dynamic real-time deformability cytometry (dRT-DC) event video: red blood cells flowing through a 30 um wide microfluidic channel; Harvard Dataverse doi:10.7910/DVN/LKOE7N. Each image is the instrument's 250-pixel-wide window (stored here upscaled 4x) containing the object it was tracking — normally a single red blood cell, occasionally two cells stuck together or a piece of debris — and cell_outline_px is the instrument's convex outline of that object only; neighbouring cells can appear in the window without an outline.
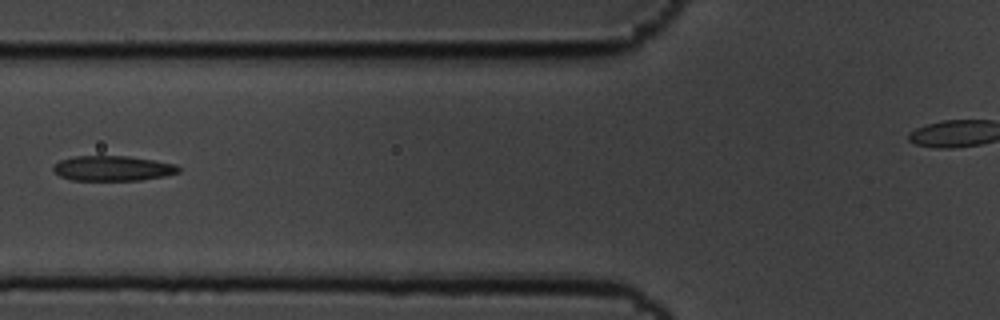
{"species": "common noctule bat (a hibernating species)", "species_latin": "Nyctalus noctula", "temperature_condition": "cold", "stored_images_in_passage": 10, "camera_frame_rate_fps": 3000, "um_per_image_px": 0.085, "animal": {"sex": "male", "body_mass_g": 19.5, "forearm_length_mm": 54.6}, "frame": {"image": 1, "passage_image": 6, "time_ms": 1.667, "image_size_px": [1000, 320], "cell_outline_px": [[180, 172], [164, 176], [140, 180], [72, 180], [60, 176], [52, 168], [60, 160], [76, 156], [128, 156], [176, 164], [180, 168]], "centroid_in_image_um": [9.6, 14.31], "position_along_channel_um": 116.2, "area_um2": 18.15}}
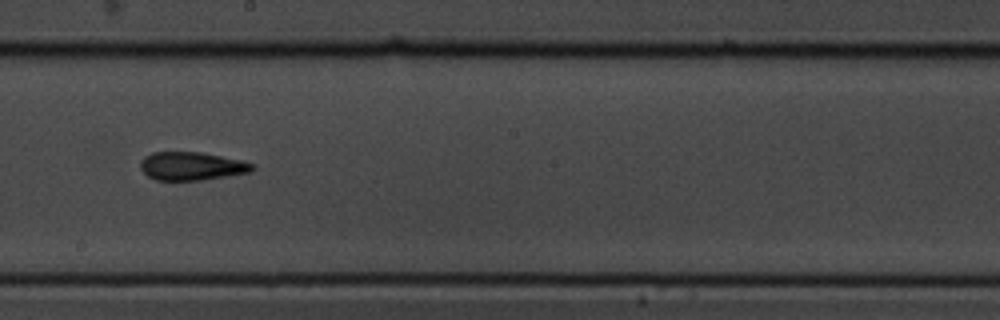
{"frame": {"image": 2, "passage_image": 9, "time_ms": 2.667, "image_size_px": [1000, 320], "cell_outline_px": [[256, 168], [252, 172], [200, 180], [156, 180], [148, 176], [140, 168], [140, 160], [144, 156], [152, 152], [200, 152], [240, 160], [256, 164]], "centroid_in_image_um": [16.29, 14.12], "position_along_channel_um": 231.9, "area_um2": 18.5}}
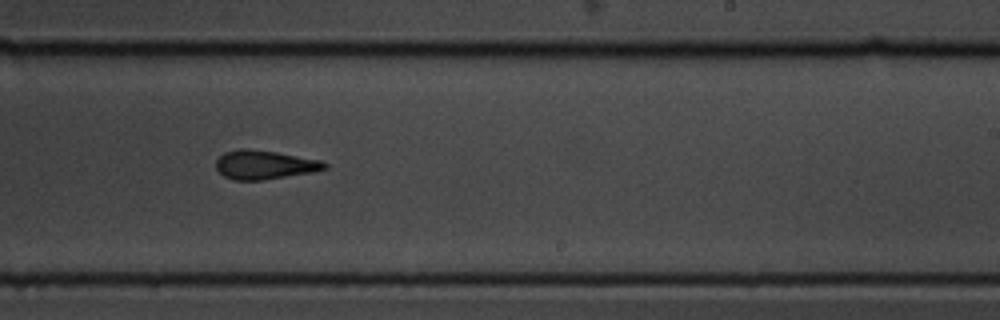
{"frame": {"image": 3, "passage_image": 10, "time_ms": 3.0, "image_size_px": [1000, 320], "cell_outline_px": [[328, 168], [312, 172], [264, 180], [232, 180], [224, 176], [216, 168], [216, 160], [224, 152], [240, 148], [248, 148], [276, 152], [320, 160], [328, 164]], "centroid_in_image_um": [22.47, 14.0], "position_along_channel_um": 266.5, "area_um2": 18.32}}